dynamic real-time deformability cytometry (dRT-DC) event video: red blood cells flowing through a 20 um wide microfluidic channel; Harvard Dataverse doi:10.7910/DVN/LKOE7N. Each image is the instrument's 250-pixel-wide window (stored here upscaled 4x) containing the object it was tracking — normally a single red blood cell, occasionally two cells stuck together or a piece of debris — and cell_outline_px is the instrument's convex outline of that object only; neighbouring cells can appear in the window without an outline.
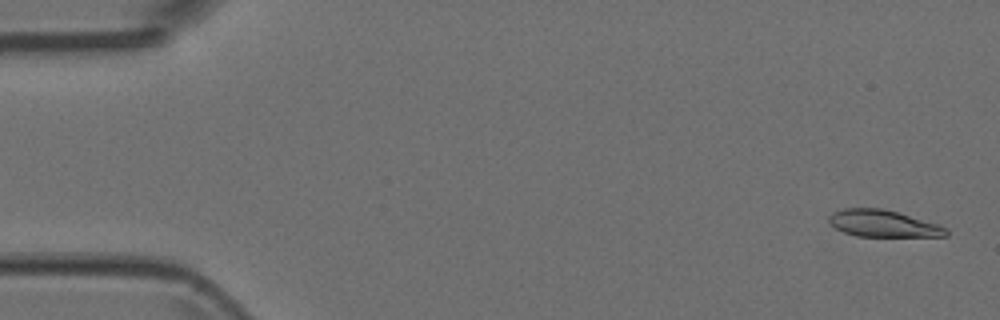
{"species": "Egyptian fruit bat (a non-hibernating species)", "species_latin": "Rousettus aegyptiacus", "temperature_condition": "room temperature", "stored_images_in_passage": 4, "camera_frame_rate_fps": 3000, "um_per_image_px": 0.085, "animal": {"sex": "female"}, "frame": {"image": 1, "passage_image": 1, "time_ms": 0.0, "image_size_px": [1000, 320], "cell_outline_px": [[948, 236], [856, 236], [844, 232], [836, 228], [828, 220], [828, 216], [832, 212], [844, 208], [880, 208], [896, 212], [940, 224], [948, 228]], "centroid_in_image_um": [75.08, 19.0], "position_along_channel_um": 9.9, "area_um2": 18.26}}